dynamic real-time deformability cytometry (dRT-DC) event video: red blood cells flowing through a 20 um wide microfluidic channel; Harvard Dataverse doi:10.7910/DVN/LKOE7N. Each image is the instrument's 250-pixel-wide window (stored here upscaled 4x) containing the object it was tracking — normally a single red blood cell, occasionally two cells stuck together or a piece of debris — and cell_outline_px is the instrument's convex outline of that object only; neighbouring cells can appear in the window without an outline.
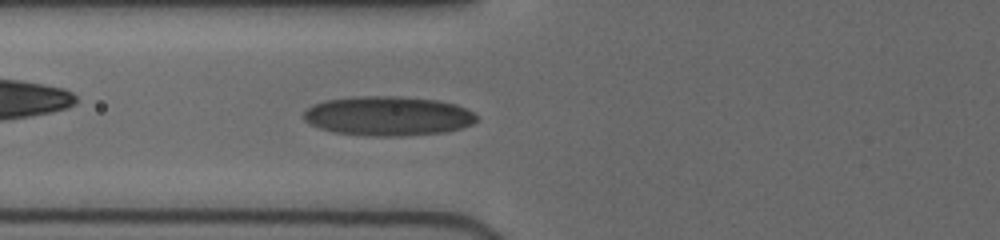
{"species": "human", "species_latin": "Homo sapiens", "temperature_condition": "cold", "stored_images_in_passage": 40, "camera_frame_rate_fps": 3000, "um_per_image_px": 0.085, "donor": {"sex": "female"}, "frame": {"image": 1, "passage_image": 10, "time_ms": 3.0, "image_size_px": [1000, 240], "cell_outline_px": [[476, 120], [472, 124], [460, 128], [444, 132], [400, 136], [376, 136], [336, 132], [320, 128], [308, 124], [304, 120], [304, 112], [312, 104], [324, 100], [356, 96], [400, 96], [436, 100], [456, 104], [472, 112], [476, 116]], "centroid_in_image_um": [32.94, 9.85], "position_along_channel_um": 92.9, "area_um2": 39.59}}
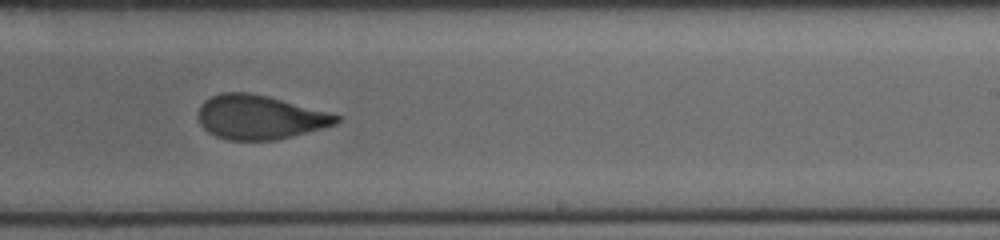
{"frame": {"image": 2, "passage_image": 23, "time_ms": 7.333, "image_size_px": [1000, 240], "cell_outline_px": [[340, 120], [336, 124], [324, 128], [276, 140], [228, 140], [216, 136], [208, 132], [200, 124], [196, 116], [200, 104], [204, 100], [220, 92], [248, 92], [268, 96], [340, 116]], "centroid_in_image_um": [22.01, 9.96], "position_along_channel_um": 267.0, "area_um2": 35.49}}
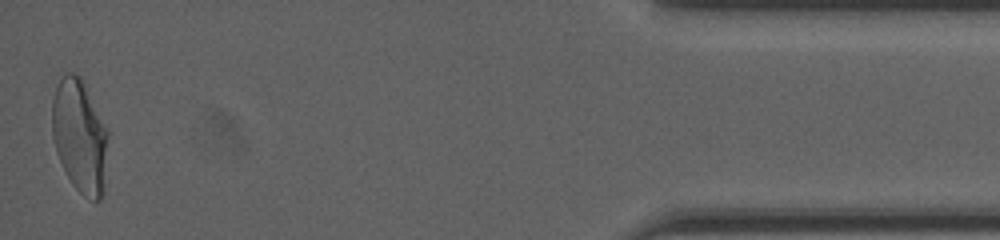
{"frame": {"image": 3, "passage_image": 40, "time_ms": 13.0, "image_size_px": [1000, 240], "cell_outline_px": [[108, 136], [100, 200], [92, 200], [84, 196], [72, 184], [56, 152], [52, 136], [52, 100], [60, 76], [68, 72], [72, 72], [80, 76], [108, 132]], "centroid_in_image_um": [6.73, 11.52], "position_along_channel_um": 428.5, "area_um2": 36.01}, "authors_computed_cell_mechanics": {"area_um2": 36.414, "velocity_mm_per_s": 4.0062, "shape_relaxation_time_tau1_ms": 6.733, "shape_relaxation_time_tau2_ms": 1.0392, "deformation_change_tau1": 0.1992, "deformation_change_tau2": 0.0794}}